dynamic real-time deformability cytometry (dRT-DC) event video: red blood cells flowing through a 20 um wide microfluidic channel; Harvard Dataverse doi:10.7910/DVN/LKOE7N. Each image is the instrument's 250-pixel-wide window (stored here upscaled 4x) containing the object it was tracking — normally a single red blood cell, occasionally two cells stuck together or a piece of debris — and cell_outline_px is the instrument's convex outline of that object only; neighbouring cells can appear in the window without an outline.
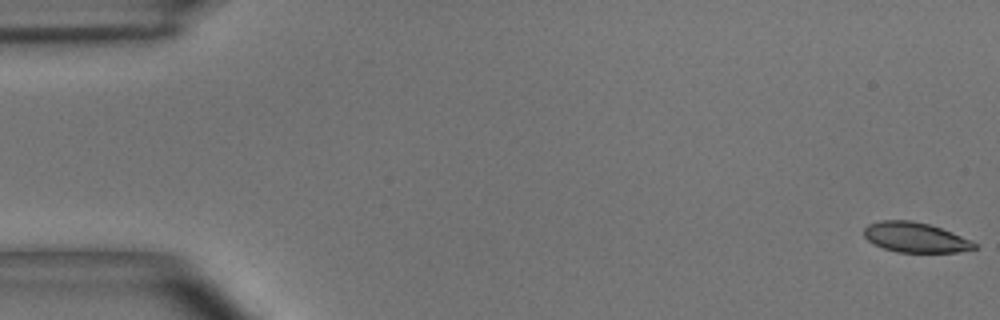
{"species": "common noctule bat (a hibernating species)", "species_latin": "Nyctalus noctula", "temperature_condition": "room temperature", "stored_images_in_passage": 55, "camera_frame_rate_fps": 3000, "um_per_image_px": 0.085, "animal": {"sex": "male", "body_mass_g": 15.6}, "frame": {"image": 1, "passage_image": 1, "time_ms": 0.0, "image_size_px": [1000, 320], "cell_outline_px": [[976, 248], [956, 252], [896, 252], [872, 244], [864, 236], [864, 228], [868, 224], [880, 220], [912, 220], [928, 224], [940, 228], [960, 236], [976, 244]], "centroid_in_image_um": [77.72, 20.17], "position_along_channel_um": 7.3, "area_um2": 19.07}}
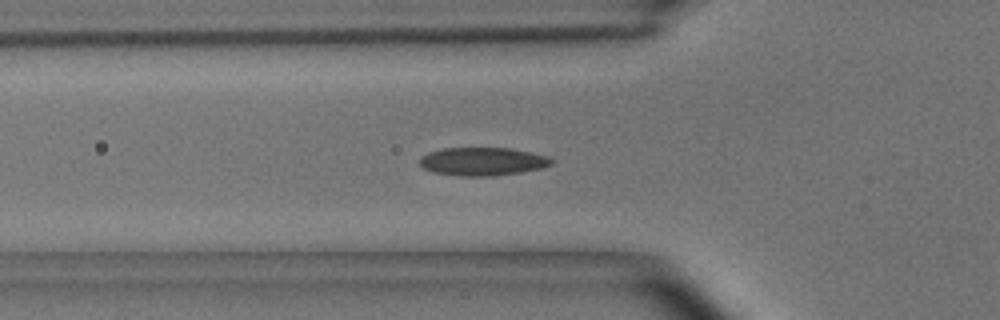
{"frame": {"image": 2, "passage_image": 19, "time_ms": 6.0, "image_size_px": [1000, 320], "cell_outline_px": [[552, 164], [544, 168], [520, 172], [492, 176], [460, 176], [432, 172], [424, 168], [420, 164], [420, 156], [428, 152], [444, 148], [512, 148], [548, 156], [552, 160]], "centroid_in_image_um": [41.02, 13.72], "position_along_channel_um": 84.8, "area_um2": 21.73}}
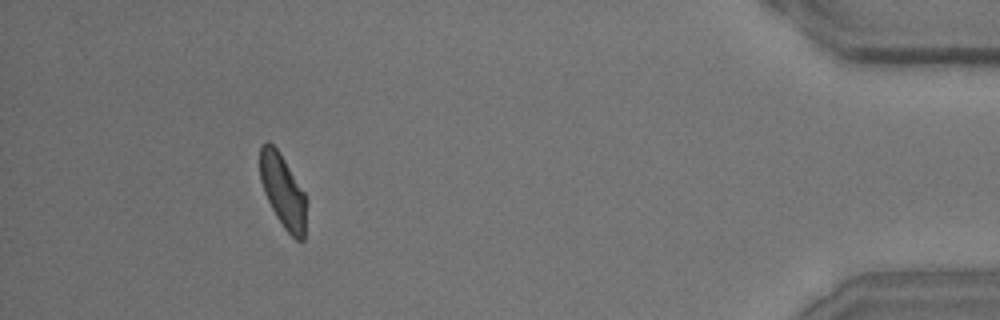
{"frame": {"image": 3, "passage_image": 51, "time_ms": 16.667, "image_size_px": [1000, 320], "cell_outline_px": [[304, 240], [296, 240], [284, 228], [276, 216], [264, 192], [260, 180], [260, 144], [268, 140], [280, 152], [304, 192]], "centroid_in_image_um": [24.0, 16.18], "position_along_channel_um": 411.2, "area_um2": 19.36}, "authors_computed_cell_mechanics": {"area_um2": 20.6924, "velocity_mm_per_s": 3.6129, "shape_relaxation_time_tau1_ms": 5.3733, "shape_relaxation_time_tau2_ms": 1.7254, "deformation_change_tau1": 0.1456, "deformation_change_tau2": 0.0813}}